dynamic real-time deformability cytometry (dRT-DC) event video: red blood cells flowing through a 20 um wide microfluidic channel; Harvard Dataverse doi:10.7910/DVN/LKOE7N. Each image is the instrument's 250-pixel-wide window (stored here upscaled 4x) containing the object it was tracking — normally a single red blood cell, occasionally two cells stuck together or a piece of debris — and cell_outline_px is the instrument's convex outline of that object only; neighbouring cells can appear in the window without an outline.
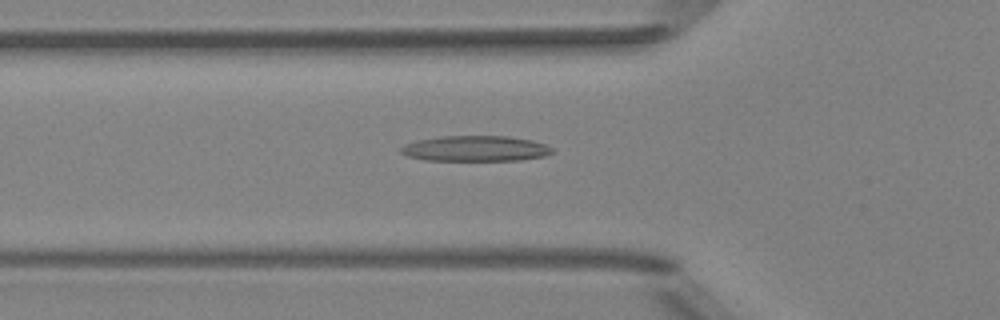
{"species": "Egyptian fruit bat (a non-hibernating species)", "species_latin": "Rousettus aegyptiacus", "temperature_condition": "room temperature", "stored_images_in_passage": 43, "camera_frame_rate_fps": 3000, "um_per_image_px": 0.085, "animal": {"sex": "female"}, "frame": {"image": 1, "passage_image": 10, "time_ms": 3.0, "image_size_px": [1000, 320], "cell_outline_px": [[552, 152], [544, 156], [520, 160], [424, 160], [408, 156], [400, 152], [400, 148], [404, 144], [416, 140], [440, 136], [508, 136], [532, 140], [544, 144], [552, 148]], "centroid_in_image_um": [40.37, 12.62], "position_along_channel_um": 85.4, "area_um2": 22.48}}
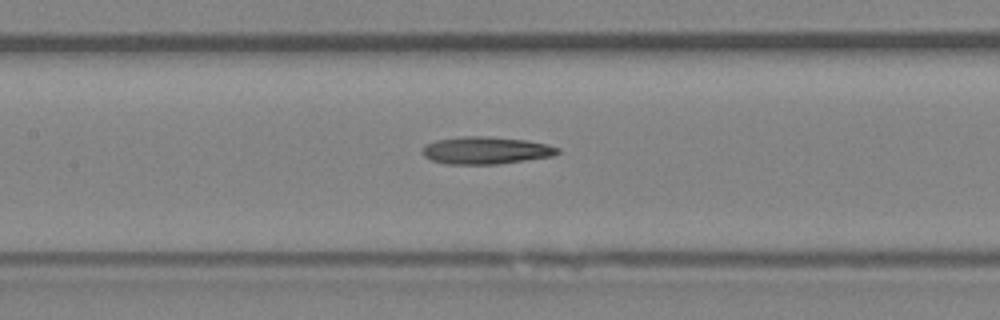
{"frame": {"image": 2, "passage_image": 16, "time_ms": 5.0, "image_size_px": [1000, 320], "cell_outline_px": [[560, 152], [556, 156], [496, 164], [444, 164], [432, 160], [424, 156], [420, 152], [428, 144], [436, 140], [464, 136], [488, 136], [524, 140], [548, 144], [560, 148]], "centroid_in_image_um": [41.33, 12.79], "position_along_channel_um": 166.1, "area_um2": 21.62}}
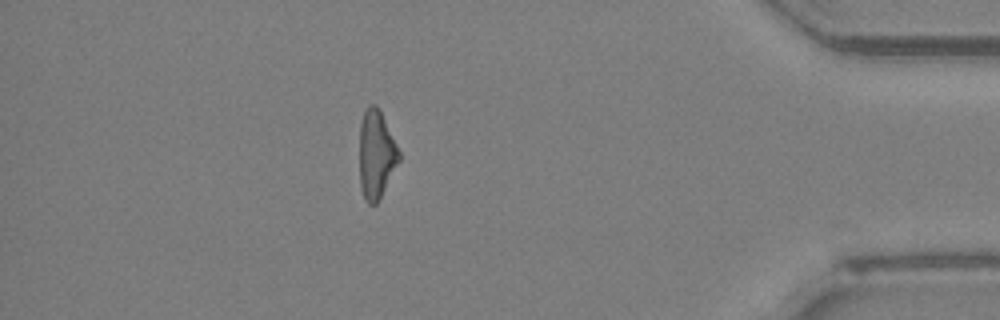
{"frame": {"image": 3, "passage_image": 37, "time_ms": 12.0, "image_size_px": [1000, 320], "cell_outline_px": [[400, 160], [376, 204], [368, 204], [364, 196], [360, 184], [360, 124], [364, 112], [368, 104], [376, 104], [400, 152]], "centroid_in_image_um": [31.97, 13.12], "position_along_channel_um": 403.2, "area_um2": 19.88}}